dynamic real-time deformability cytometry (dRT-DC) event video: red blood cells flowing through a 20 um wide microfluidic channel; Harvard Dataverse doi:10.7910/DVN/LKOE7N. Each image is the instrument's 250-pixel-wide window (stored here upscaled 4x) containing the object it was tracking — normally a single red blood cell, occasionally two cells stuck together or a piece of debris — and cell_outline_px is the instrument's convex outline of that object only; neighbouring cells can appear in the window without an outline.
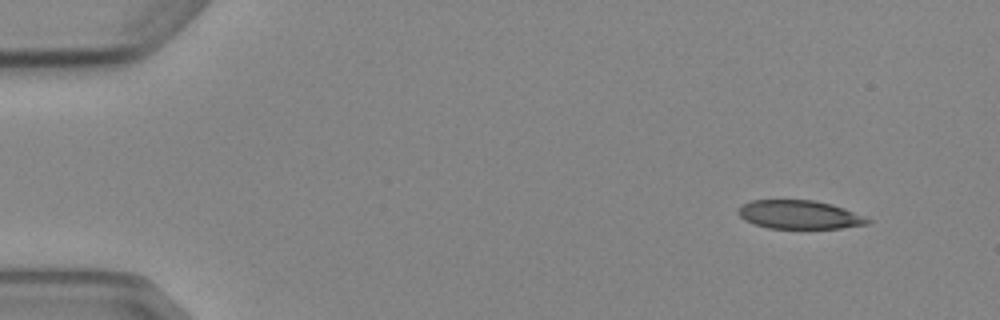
{"species": "Egyptian fruit bat (a non-hibernating species)", "species_latin": "Rousettus aegyptiacus", "temperature_condition": "cold", "stored_images_in_passage": 4, "camera_frame_rate_fps": 3000, "um_per_image_px": 0.085, "animal": {"sex": "female"}, "frame": {"image": 1, "passage_image": 1, "time_ms": 0.0, "image_size_px": [1000, 320], "cell_outline_px": [[872, 220], [868, 224], [840, 228], [768, 228], [744, 220], [736, 212], [744, 204], [752, 200], [812, 200], [832, 204], [844, 208]], "centroid_in_image_um": [67.95, 18.24], "position_along_channel_um": 17.1, "area_um2": 21.33}}
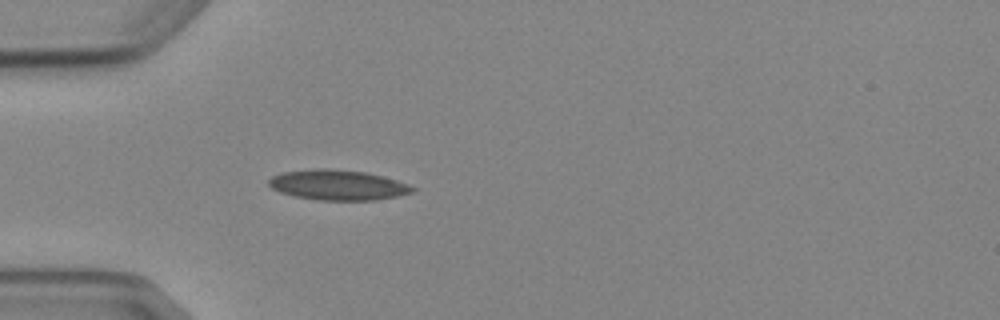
{"frame": {"image": 2, "passage_image": 4, "time_ms": 3.667, "image_size_px": [1000, 320], "cell_outline_px": [[416, 188], [412, 192], [396, 196], [376, 200], [320, 200], [296, 196], [280, 192], [272, 188], [268, 184], [268, 180], [272, 176], [280, 172], [316, 168], [324, 168], [364, 172], [396, 180], [408, 184]], "centroid_in_image_um": [28.68, 15.72], "position_along_channel_um": 56.3, "area_um2": 25.09}}